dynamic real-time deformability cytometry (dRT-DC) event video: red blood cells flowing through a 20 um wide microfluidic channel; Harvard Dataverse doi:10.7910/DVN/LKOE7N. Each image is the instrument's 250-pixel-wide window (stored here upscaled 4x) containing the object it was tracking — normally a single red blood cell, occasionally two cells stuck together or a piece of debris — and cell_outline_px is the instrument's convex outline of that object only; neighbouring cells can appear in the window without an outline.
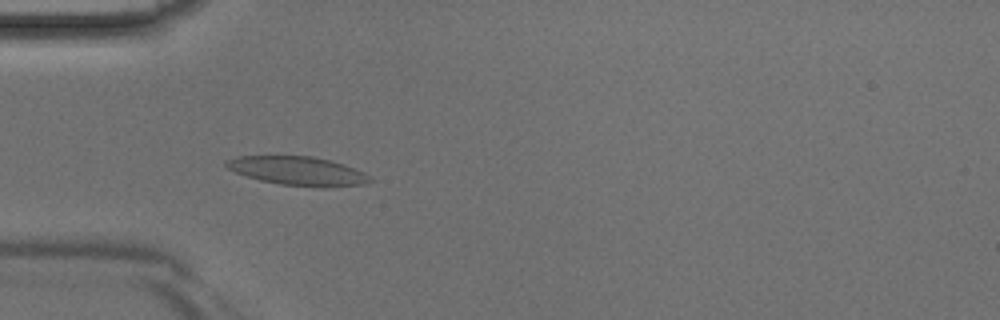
{"species": "Egyptian fruit bat (a non-hibernating species)", "species_latin": "Rousettus aegyptiacus", "temperature_condition": "room temperature", "stored_images_in_passage": 39, "camera_frame_rate_fps": 3000, "um_per_image_px": 0.085, "animal": {"sex": "male"}, "frame": {"image": 1, "passage_image": 8, "time_ms": 2.333, "image_size_px": [1000, 320], "cell_outline_px": [[376, 180], [364, 184], [324, 188], [280, 184], [260, 180], [236, 172], [228, 168], [224, 164], [224, 160], [236, 156], [312, 156], [344, 164], [364, 172]], "centroid_in_image_um": [25.35, 14.53], "position_along_channel_um": 59.6, "area_um2": 24.22}}
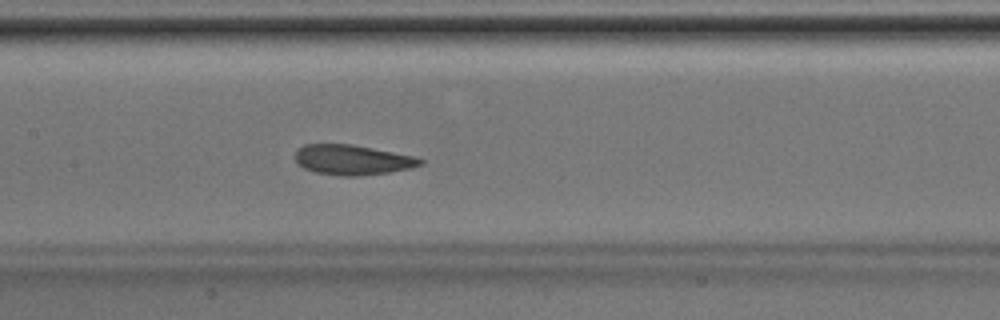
{"frame": {"image": 2, "passage_image": 16, "time_ms": 5.0, "image_size_px": [1000, 320], "cell_outline_px": [[424, 164], [412, 168], [388, 172], [356, 176], [340, 176], [316, 172], [304, 168], [296, 160], [296, 148], [304, 144], [352, 144], [416, 156], [424, 160]], "centroid_in_image_um": [29.99, 13.58], "position_along_channel_um": 177.4, "area_um2": 21.96}}
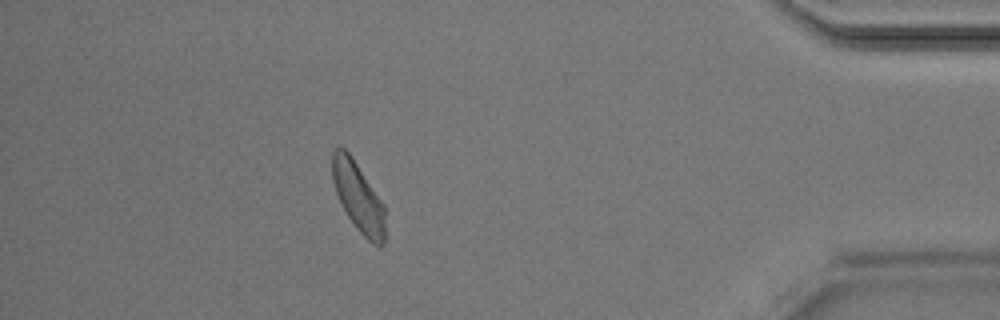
{"frame": {"image": 3, "passage_image": 34, "time_ms": 11.0, "image_size_px": [1000, 320], "cell_outline_px": [[384, 244], [380, 248], [372, 244], [356, 228], [348, 216], [336, 192], [332, 180], [332, 152], [336, 148], [344, 148], [352, 156], [384, 204]], "centroid_in_image_um": [30.46, 16.75], "position_along_channel_um": 404.7, "area_um2": 21.21}}